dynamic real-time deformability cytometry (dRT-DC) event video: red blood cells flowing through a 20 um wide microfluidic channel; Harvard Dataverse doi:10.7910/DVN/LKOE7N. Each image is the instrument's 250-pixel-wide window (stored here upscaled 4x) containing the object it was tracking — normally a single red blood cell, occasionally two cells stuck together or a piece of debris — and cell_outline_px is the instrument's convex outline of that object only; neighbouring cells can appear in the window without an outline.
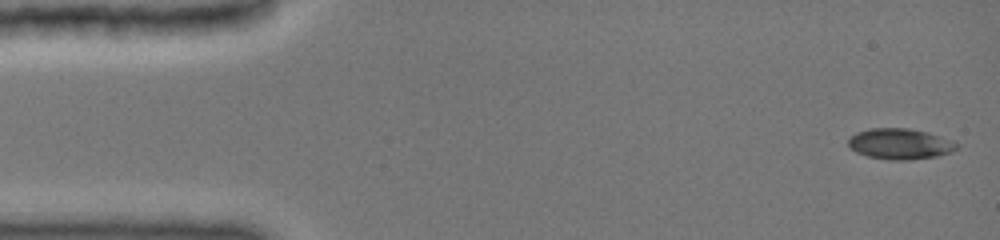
{"species": "common noctule bat (a hibernating species)", "species_latin": "Nyctalus noctula", "temperature_condition": "cold", "stored_images_in_passage": 7, "camera_frame_rate_fps": 3000, "um_per_image_px": 0.085, "animal": {"sex": "female", "body_mass_g": 19.0, "forearm_length_mm": 51.5}, "frame": {"image": 1, "passage_image": 1, "time_ms": 0.0, "image_size_px": [1000, 240], "cell_outline_px": [[960, 148], [952, 152], [936, 156], [908, 160], [892, 160], [868, 156], [856, 152], [848, 144], [848, 140], [856, 132], [872, 128], [908, 128], [928, 132], [952, 140]], "centroid_in_image_um": [76.53, 12.23], "position_along_channel_um": 8.5, "area_um2": 19.36}}
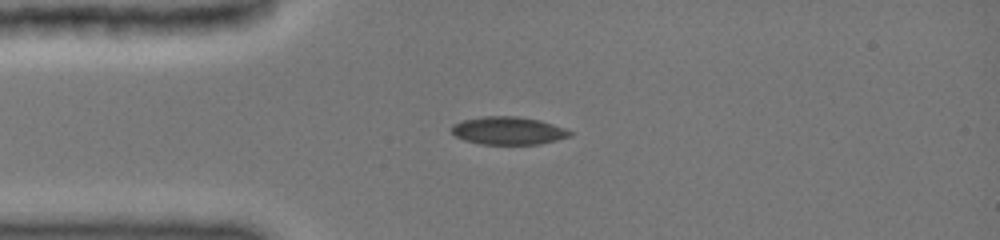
{"frame": {"image": 2, "passage_image": 6, "time_ms": 3.333, "image_size_px": [1000, 240], "cell_outline_px": [[576, 132], [572, 136], [540, 144], [480, 144], [464, 140], [456, 136], [452, 132], [452, 124], [464, 120], [484, 116], [516, 116], [540, 120]], "centroid_in_image_um": [43.24, 11.11], "position_along_channel_um": 41.8, "area_um2": 19.25}}